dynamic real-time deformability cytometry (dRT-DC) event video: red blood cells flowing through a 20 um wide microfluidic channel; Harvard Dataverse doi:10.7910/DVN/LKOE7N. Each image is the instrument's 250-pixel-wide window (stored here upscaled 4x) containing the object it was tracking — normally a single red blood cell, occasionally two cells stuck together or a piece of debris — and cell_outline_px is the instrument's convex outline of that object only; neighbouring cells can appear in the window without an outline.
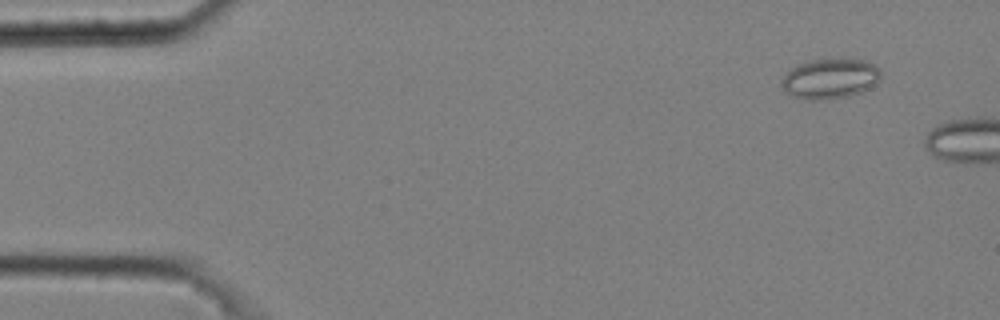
{"species": "common noctule bat (a hibernating species)", "species_latin": "Nyctalus noctula", "temperature_condition": "cold", "stored_images_in_passage": 4, "camera_frame_rate_fps": 3000, "um_per_image_px": 0.085, "animal": {"sex": "male", "body_mass_g": 20.4}, "frame": {"image": 1, "passage_image": 2, "time_ms": 0.333, "image_size_px": [1000, 320], "cell_outline_px": [[880, 80], [868, 88], [860, 92], [848, 96], [820, 100], [804, 100], [792, 96], [780, 84], [784, 76], [792, 68], [800, 64], [812, 60], [864, 60], [872, 64], [880, 72]], "centroid_in_image_um": [70.53, 6.71], "position_along_channel_um": 14.5, "area_um2": 22.6}}